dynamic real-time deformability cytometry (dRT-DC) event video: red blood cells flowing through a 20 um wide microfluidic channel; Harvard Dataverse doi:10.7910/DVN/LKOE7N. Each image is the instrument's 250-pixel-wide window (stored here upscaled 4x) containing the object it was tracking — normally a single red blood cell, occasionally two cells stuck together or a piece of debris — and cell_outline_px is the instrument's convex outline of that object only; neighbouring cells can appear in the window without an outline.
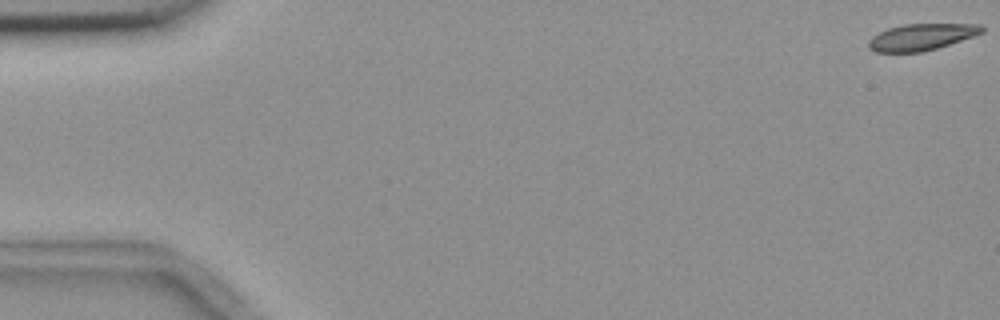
{"species": "common noctule bat (a hibernating species)", "species_latin": "Nyctalus noctula", "temperature_condition": "room temperature", "stored_images_in_passage": 56, "camera_frame_rate_fps": 3000, "um_per_image_px": 0.085, "animal": {"sex": "female", "body_mass_g": 18.4}, "frame": {"image": 1, "passage_image": 1, "time_ms": 0.0, "image_size_px": [1000, 320], "cell_outline_px": [[984, 32], [936, 48], [920, 52], [876, 52], [868, 48], [868, 40], [872, 36], [888, 28], [904, 24], [980, 24], [984, 28]], "centroid_in_image_um": [78.28, 3.14], "position_along_channel_um": 6.7, "area_um2": 17.34}}
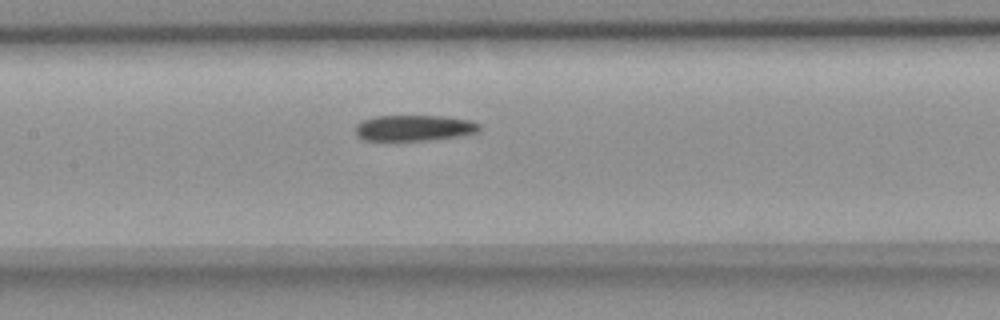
{"frame": {"image": 2, "passage_image": 27, "time_ms": 8.667, "image_size_px": [1000, 320], "cell_outline_px": [[480, 128], [476, 132], [460, 136], [428, 140], [364, 140], [356, 136], [356, 124], [360, 120], [376, 116], [444, 116], [472, 120], [480, 124]], "centroid_in_image_um": [35.19, 10.87], "position_along_channel_um": 172.2, "area_um2": 18.79}}
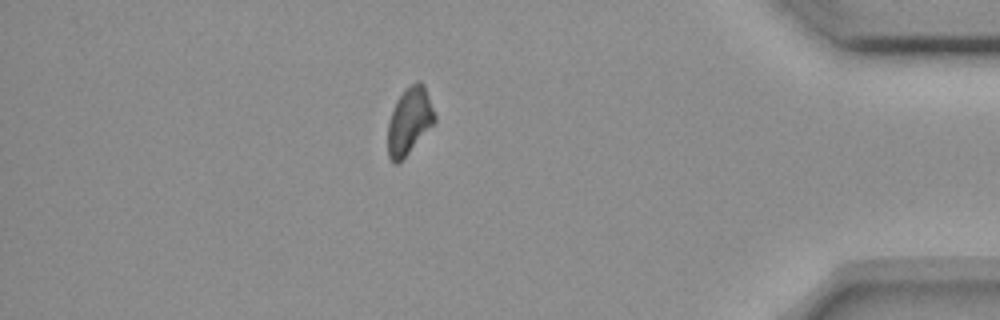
{"frame": {"image": 3, "passage_image": 49, "time_ms": 16.0, "image_size_px": [1000, 320], "cell_outline_px": [[436, 120], [408, 152], [396, 164], [392, 164], [388, 156], [388, 120], [396, 100], [404, 88], [420, 80], [424, 84], [436, 116]], "centroid_in_image_um": [34.77, 10.24], "position_along_channel_um": 400.4, "area_um2": 18.03}, "authors_computed_cell_mechanics": {"area_um2": 18.8717, "velocity_mm_per_s": 3.6413, "shape_relaxation_time_tau1_ms": 5.8536, "shape_relaxation_time_tau2_ms": null, "deformation_change_tau1": 0.1156, "deformation_change_tau2": null}}